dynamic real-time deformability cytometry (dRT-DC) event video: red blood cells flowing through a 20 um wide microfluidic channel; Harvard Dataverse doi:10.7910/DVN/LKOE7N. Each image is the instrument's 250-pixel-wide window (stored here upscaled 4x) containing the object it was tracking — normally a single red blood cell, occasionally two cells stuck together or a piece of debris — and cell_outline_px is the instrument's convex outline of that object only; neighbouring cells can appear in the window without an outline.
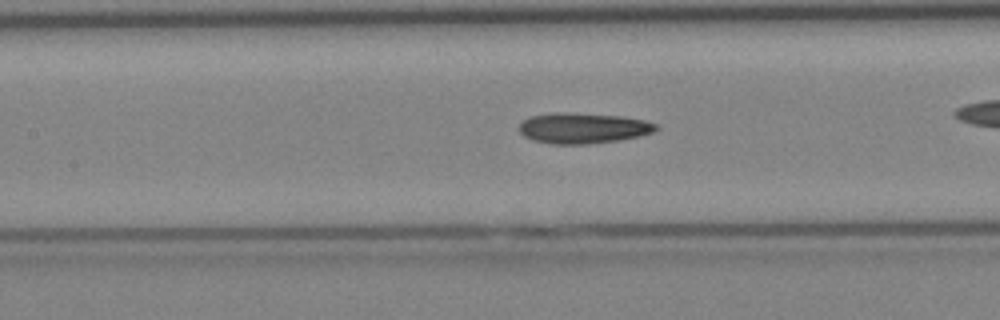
{"species": "Egyptian fruit bat (a non-hibernating species)", "species_latin": "Rousettus aegyptiacus", "temperature_condition": "cold", "stored_images_in_passage": 27, "camera_frame_rate_fps": 3000, "um_per_image_px": 0.085, "animal": {"sex": "female"}, "frame": {"image": 1, "passage_image": 12, "time_ms": 3.667, "image_size_px": [1000, 320], "cell_outline_px": [[660, 128], [652, 132], [640, 136], [620, 140], [588, 144], [552, 144], [532, 140], [524, 136], [520, 132], [520, 120], [532, 116], [556, 112], [568, 112], [620, 116], [644, 120], [660, 124]], "centroid_in_image_um": [49.57, 10.89], "position_along_channel_um": 157.8, "area_um2": 24.62}}
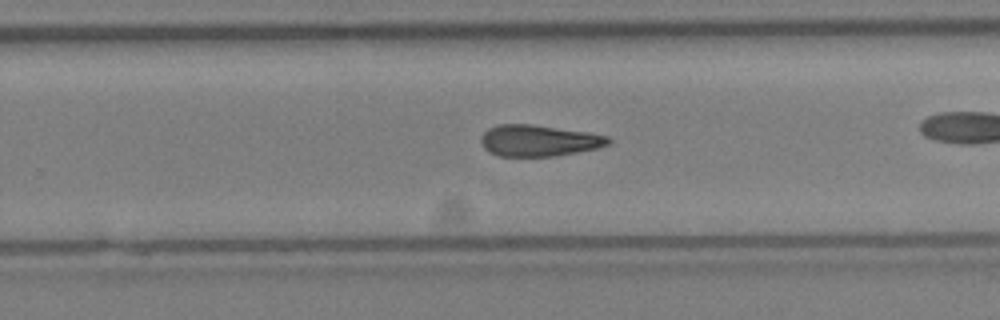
{"frame": {"image": 2, "passage_image": 20, "time_ms": 6.333, "image_size_px": [1000, 320], "cell_outline_px": [[612, 140], [608, 144], [596, 148], [556, 156], [500, 156], [488, 152], [484, 148], [480, 140], [480, 136], [488, 128], [500, 124], [532, 124], [588, 132], [608, 136]], "centroid_in_image_um": [45.77, 11.94], "position_along_channel_um": 284.0, "area_um2": 23.29}}